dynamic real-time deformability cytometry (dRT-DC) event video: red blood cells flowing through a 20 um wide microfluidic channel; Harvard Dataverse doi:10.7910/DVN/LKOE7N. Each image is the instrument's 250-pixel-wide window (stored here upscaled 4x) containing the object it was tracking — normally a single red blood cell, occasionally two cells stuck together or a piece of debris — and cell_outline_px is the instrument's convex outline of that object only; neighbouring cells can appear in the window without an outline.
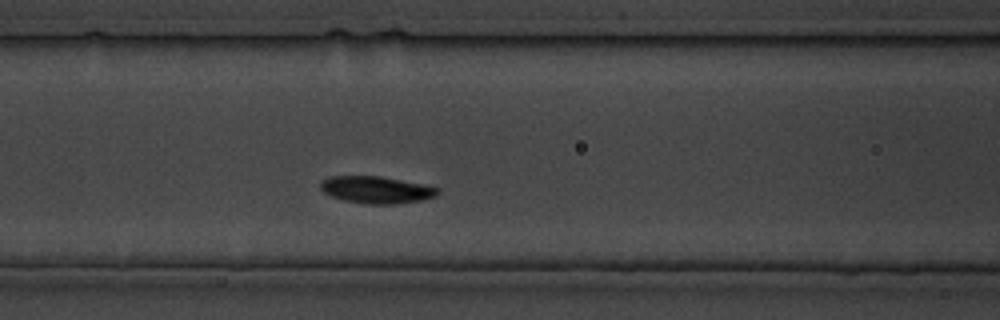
{"species": "common noctule bat (a hibernating species)", "species_latin": "Nyctalus noctula", "temperature_condition": "cold", "stored_images_in_passage": 27, "camera_frame_rate_fps": 3000, "um_per_image_px": 0.085, "animal": {"sex": "male", "body_mass_g": 19.5, "forearm_length_mm": 54.6}, "frame": {"image": 1, "passage_image": 5, "time_ms": 5.667, "image_size_px": [1000, 320], "cell_outline_px": [[440, 192], [436, 196], [420, 200], [396, 204], [364, 204], [344, 200], [332, 196], [324, 192], [320, 188], [320, 184], [328, 176], [380, 176], [440, 188]], "centroid_in_image_um": [31.98, 16.14], "position_along_channel_um": 134.6, "area_um2": 18.32}}
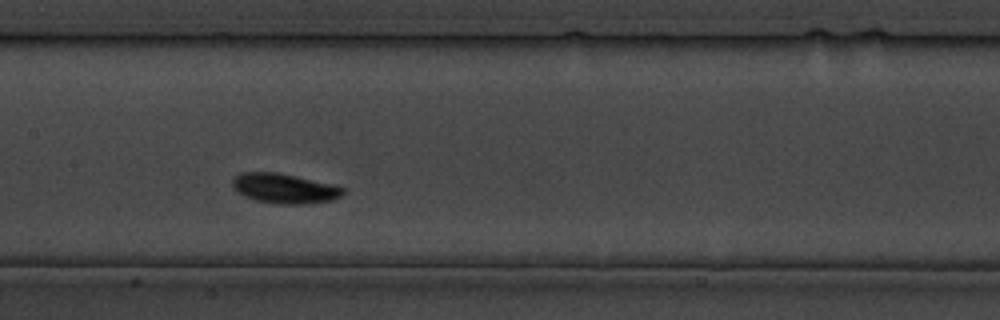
{"frame": {"image": 2, "passage_image": 8, "time_ms": 9.0, "image_size_px": [1000, 320], "cell_outline_px": [[344, 192], [340, 196], [332, 200], [304, 204], [276, 204], [256, 200], [244, 196], [236, 192], [232, 188], [232, 180], [240, 172], [276, 172], [296, 176], [332, 184], [344, 188]], "centroid_in_image_um": [24.13, 16.02], "position_along_channel_um": 183.3, "area_um2": 19.25}}
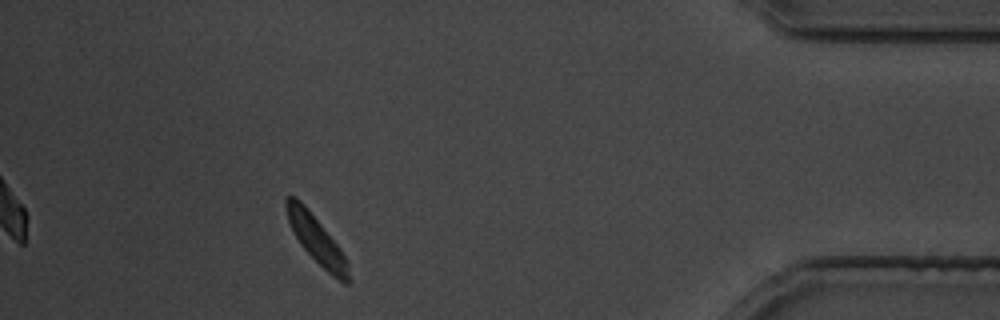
{"frame": {"image": 3, "passage_image": 23, "time_ms": 27.333, "image_size_px": [1000, 320], "cell_outline_px": [[352, 280], [348, 284], [344, 284], [332, 276], [300, 244], [288, 220], [284, 204], [284, 200], [288, 196], [296, 196], [308, 208], [340, 248], [348, 260]], "centroid_in_image_um": [26.95, 20.4], "position_along_channel_um": 408.3, "area_um2": 17.22}}